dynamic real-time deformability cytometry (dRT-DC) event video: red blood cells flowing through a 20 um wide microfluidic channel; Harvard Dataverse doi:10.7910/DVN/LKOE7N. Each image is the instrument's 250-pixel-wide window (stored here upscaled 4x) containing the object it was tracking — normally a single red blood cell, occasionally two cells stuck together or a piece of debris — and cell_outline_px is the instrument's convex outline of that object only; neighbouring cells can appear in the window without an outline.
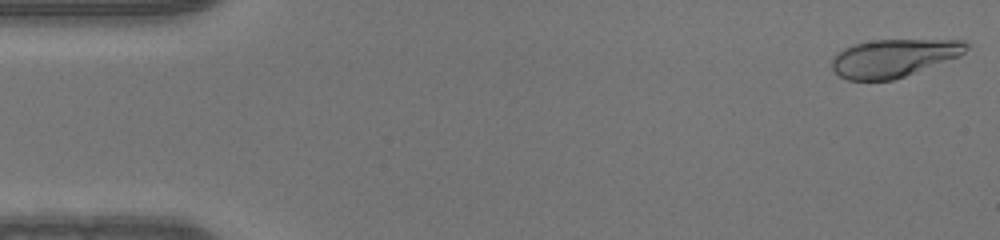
{"species": "human", "species_latin": "Homo sapiens", "temperature_condition": "warm", "stored_images_in_passage": 49, "camera_frame_rate_fps": 3000, "um_per_image_px": 0.085, "donor": {"sex": "male"}, "frame": {"image": 1, "passage_image": 1, "time_ms": 0.0, "image_size_px": [1000, 240], "cell_outline_px": [[968, 48], [960, 56], [904, 76], [892, 80], [848, 80], [840, 76], [832, 68], [832, 56], [836, 52], [852, 44], [872, 40], [964, 40], [968, 44]], "centroid_in_image_um": [75.93, 4.92], "position_along_channel_um": 9.1, "area_um2": 29.59}}
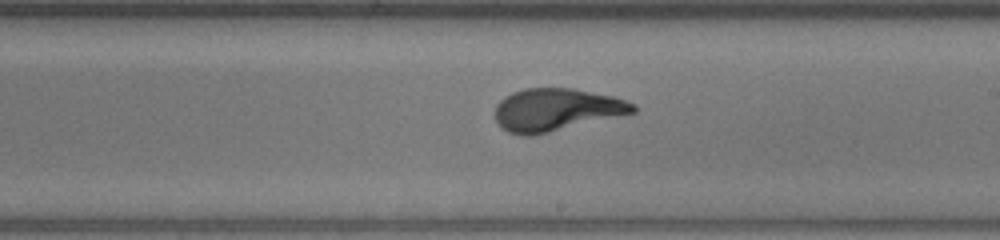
{"frame": {"image": 2, "passage_image": 28, "time_ms": 9.0, "image_size_px": [1000, 240], "cell_outline_px": [[636, 112], [548, 132], [528, 136], [524, 136], [508, 132], [500, 128], [496, 120], [496, 104], [504, 96], [512, 92], [524, 88], [572, 88], [612, 96], [636, 104]], "centroid_in_image_um": [47.24, 9.32], "position_along_channel_um": 241.8, "area_um2": 33.99}}
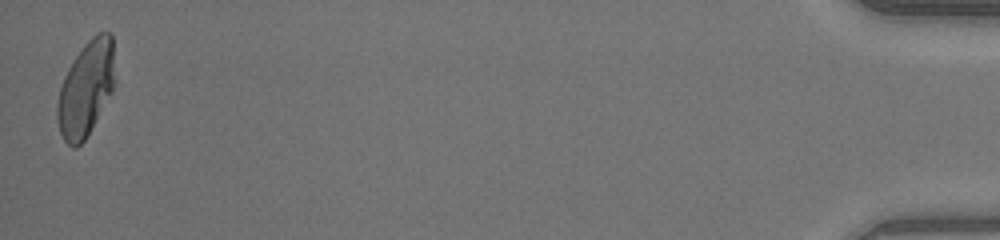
{"frame": {"image": 3, "passage_image": 49, "time_ms": 16.0, "image_size_px": [1000, 240], "cell_outline_px": [[112, 92], [84, 140], [76, 148], [72, 148], [64, 140], [60, 132], [56, 120], [56, 104], [60, 88], [64, 76], [68, 68], [84, 44], [92, 36], [100, 32], [112, 32]], "centroid_in_image_um": [7.25, 7.57], "position_along_channel_um": 428.0, "area_um2": 31.21}}